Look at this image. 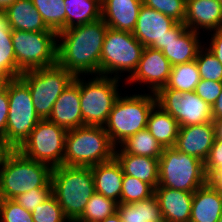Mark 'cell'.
<instances>
[{
	"mask_svg": "<svg viewBox=\"0 0 222 222\" xmlns=\"http://www.w3.org/2000/svg\"><path fill=\"white\" fill-rule=\"evenodd\" d=\"M108 26L102 18L57 33V64L74 77L100 75V58Z\"/></svg>",
	"mask_w": 222,
	"mask_h": 222,
	"instance_id": "obj_1",
	"label": "cell"
},
{
	"mask_svg": "<svg viewBox=\"0 0 222 222\" xmlns=\"http://www.w3.org/2000/svg\"><path fill=\"white\" fill-rule=\"evenodd\" d=\"M52 168L24 156L18 149H7L0 161V194L3 199L35 188H52Z\"/></svg>",
	"mask_w": 222,
	"mask_h": 222,
	"instance_id": "obj_2",
	"label": "cell"
},
{
	"mask_svg": "<svg viewBox=\"0 0 222 222\" xmlns=\"http://www.w3.org/2000/svg\"><path fill=\"white\" fill-rule=\"evenodd\" d=\"M52 195L70 222L83 213L88 200L95 193L91 167L61 165L51 173Z\"/></svg>",
	"mask_w": 222,
	"mask_h": 222,
	"instance_id": "obj_3",
	"label": "cell"
},
{
	"mask_svg": "<svg viewBox=\"0 0 222 222\" xmlns=\"http://www.w3.org/2000/svg\"><path fill=\"white\" fill-rule=\"evenodd\" d=\"M116 148L104 127L84 125L67 131L63 165L92 167L113 159Z\"/></svg>",
	"mask_w": 222,
	"mask_h": 222,
	"instance_id": "obj_4",
	"label": "cell"
},
{
	"mask_svg": "<svg viewBox=\"0 0 222 222\" xmlns=\"http://www.w3.org/2000/svg\"><path fill=\"white\" fill-rule=\"evenodd\" d=\"M156 104L154 93L132 94L129 97L119 95L104 126L111 142L117 147L118 143L120 145L131 135L145 129L149 113Z\"/></svg>",
	"mask_w": 222,
	"mask_h": 222,
	"instance_id": "obj_5",
	"label": "cell"
},
{
	"mask_svg": "<svg viewBox=\"0 0 222 222\" xmlns=\"http://www.w3.org/2000/svg\"><path fill=\"white\" fill-rule=\"evenodd\" d=\"M9 113L4 137L7 149H18L41 121L37 115L28 85L20 78L7 81Z\"/></svg>",
	"mask_w": 222,
	"mask_h": 222,
	"instance_id": "obj_6",
	"label": "cell"
},
{
	"mask_svg": "<svg viewBox=\"0 0 222 222\" xmlns=\"http://www.w3.org/2000/svg\"><path fill=\"white\" fill-rule=\"evenodd\" d=\"M208 182L204 162L177 150L164 148L159 158V184L157 187L195 192Z\"/></svg>",
	"mask_w": 222,
	"mask_h": 222,
	"instance_id": "obj_7",
	"label": "cell"
},
{
	"mask_svg": "<svg viewBox=\"0 0 222 222\" xmlns=\"http://www.w3.org/2000/svg\"><path fill=\"white\" fill-rule=\"evenodd\" d=\"M58 41V42H57ZM56 32H26L12 30L17 77L22 72L57 64Z\"/></svg>",
	"mask_w": 222,
	"mask_h": 222,
	"instance_id": "obj_8",
	"label": "cell"
},
{
	"mask_svg": "<svg viewBox=\"0 0 222 222\" xmlns=\"http://www.w3.org/2000/svg\"><path fill=\"white\" fill-rule=\"evenodd\" d=\"M19 77L28 85L35 111L41 120L49 118L54 103L75 78L58 64L28 70Z\"/></svg>",
	"mask_w": 222,
	"mask_h": 222,
	"instance_id": "obj_9",
	"label": "cell"
},
{
	"mask_svg": "<svg viewBox=\"0 0 222 222\" xmlns=\"http://www.w3.org/2000/svg\"><path fill=\"white\" fill-rule=\"evenodd\" d=\"M84 82L79 78L80 109L86 126L104 127L109 113L119 97L118 78L97 75ZM118 84V85H117Z\"/></svg>",
	"mask_w": 222,
	"mask_h": 222,
	"instance_id": "obj_10",
	"label": "cell"
},
{
	"mask_svg": "<svg viewBox=\"0 0 222 222\" xmlns=\"http://www.w3.org/2000/svg\"><path fill=\"white\" fill-rule=\"evenodd\" d=\"M144 46L134 37L132 32L108 28L101 51L100 75L121 79L120 74L136 70ZM120 76V77H119Z\"/></svg>",
	"mask_w": 222,
	"mask_h": 222,
	"instance_id": "obj_11",
	"label": "cell"
},
{
	"mask_svg": "<svg viewBox=\"0 0 222 222\" xmlns=\"http://www.w3.org/2000/svg\"><path fill=\"white\" fill-rule=\"evenodd\" d=\"M67 130L47 119L41 120L18 150L27 158L52 169L63 165Z\"/></svg>",
	"mask_w": 222,
	"mask_h": 222,
	"instance_id": "obj_12",
	"label": "cell"
},
{
	"mask_svg": "<svg viewBox=\"0 0 222 222\" xmlns=\"http://www.w3.org/2000/svg\"><path fill=\"white\" fill-rule=\"evenodd\" d=\"M155 95L157 105L174 117L179 127L213 121L212 107L194 91L160 89Z\"/></svg>",
	"mask_w": 222,
	"mask_h": 222,
	"instance_id": "obj_13",
	"label": "cell"
},
{
	"mask_svg": "<svg viewBox=\"0 0 222 222\" xmlns=\"http://www.w3.org/2000/svg\"><path fill=\"white\" fill-rule=\"evenodd\" d=\"M171 64L161 50L151 47H144L140 61L136 70L130 76H126L127 84L144 83L151 88V93L156 94L161 88L165 87L170 73Z\"/></svg>",
	"mask_w": 222,
	"mask_h": 222,
	"instance_id": "obj_14",
	"label": "cell"
},
{
	"mask_svg": "<svg viewBox=\"0 0 222 222\" xmlns=\"http://www.w3.org/2000/svg\"><path fill=\"white\" fill-rule=\"evenodd\" d=\"M176 23L177 21L173 18L142 5L139 10L136 27L132 33L144 47L162 51L165 48L169 30Z\"/></svg>",
	"mask_w": 222,
	"mask_h": 222,
	"instance_id": "obj_15",
	"label": "cell"
},
{
	"mask_svg": "<svg viewBox=\"0 0 222 222\" xmlns=\"http://www.w3.org/2000/svg\"><path fill=\"white\" fill-rule=\"evenodd\" d=\"M200 33L188 29L184 23H176L167 34L166 45L162 50L171 66L196 60L199 49Z\"/></svg>",
	"mask_w": 222,
	"mask_h": 222,
	"instance_id": "obj_16",
	"label": "cell"
},
{
	"mask_svg": "<svg viewBox=\"0 0 222 222\" xmlns=\"http://www.w3.org/2000/svg\"><path fill=\"white\" fill-rule=\"evenodd\" d=\"M47 120L67 131L84 126L80 109L79 76L58 97Z\"/></svg>",
	"mask_w": 222,
	"mask_h": 222,
	"instance_id": "obj_17",
	"label": "cell"
},
{
	"mask_svg": "<svg viewBox=\"0 0 222 222\" xmlns=\"http://www.w3.org/2000/svg\"><path fill=\"white\" fill-rule=\"evenodd\" d=\"M215 140L213 121L179 127L175 148L205 162Z\"/></svg>",
	"mask_w": 222,
	"mask_h": 222,
	"instance_id": "obj_18",
	"label": "cell"
},
{
	"mask_svg": "<svg viewBox=\"0 0 222 222\" xmlns=\"http://www.w3.org/2000/svg\"><path fill=\"white\" fill-rule=\"evenodd\" d=\"M184 25L195 32H200L201 28L209 32L218 30L222 27V3L217 0H186Z\"/></svg>",
	"mask_w": 222,
	"mask_h": 222,
	"instance_id": "obj_19",
	"label": "cell"
},
{
	"mask_svg": "<svg viewBox=\"0 0 222 222\" xmlns=\"http://www.w3.org/2000/svg\"><path fill=\"white\" fill-rule=\"evenodd\" d=\"M142 0H101V18L108 28L133 32Z\"/></svg>",
	"mask_w": 222,
	"mask_h": 222,
	"instance_id": "obj_20",
	"label": "cell"
},
{
	"mask_svg": "<svg viewBox=\"0 0 222 222\" xmlns=\"http://www.w3.org/2000/svg\"><path fill=\"white\" fill-rule=\"evenodd\" d=\"M194 192L156 187L154 195L159 202L163 222H190Z\"/></svg>",
	"mask_w": 222,
	"mask_h": 222,
	"instance_id": "obj_21",
	"label": "cell"
},
{
	"mask_svg": "<svg viewBox=\"0 0 222 222\" xmlns=\"http://www.w3.org/2000/svg\"><path fill=\"white\" fill-rule=\"evenodd\" d=\"M222 214V193L209 182L193 194L190 222H217Z\"/></svg>",
	"mask_w": 222,
	"mask_h": 222,
	"instance_id": "obj_22",
	"label": "cell"
},
{
	"mask_svg": "<svg viewBox=\"0 0 222 222\" xmlns=\"http://www.w3.org/2000/svg\"><path fill=\"white\" fill-rule=\"evenodd\" d=\"M95 192L120 203L123 170L115 157L91 167Z\"/></svg>",
	"mask_w": 222,
	"mask_h": 222,
	"instance_id": "obj_23",
	"label": "cell"
},
{
	"mask_svg": "<svg viewBox=\"0 0 222 222\" xmlns=\"http://www.w3.org/2000/svg\"><path fill=\"white\" fill-rule=\"evenodd\" d=\"M120 149H115L114 157L121 165L123 174L140 179L155 189L159 184V159L127 154Z\"/></svg>",
	"mask_w": 222,
	"mask_h": 222,
	"instance_id": "obj_24",
	"label": "cell"
},
{
	"mask_svg": "<svg viewBox=\"0 0 222 222\" xmlns=\"http://www.w3.org/2000/svg\"><path fill=\"white\" fill-rule=\"evenodd\" d=\"M12 30L26 32H55L44 23L32 0H16L5 10Z\"/></svg>",
	"mask_w": 222,
	"mask_h": 222,
	"instance_id": "obj_25",
	"label": "cell"
},
{
	"mask_svg": "<svg viewBox=\"0 0 222 222\" xmlns=\"http://www.w3.org/2000/svg\"><path fill=\"white\" fill-rule=\"evenodd\" d=\"M146 128L163 148L175 147L179 124L157 104L149 113Z\"/></svg>",
	"mask_w": 222,
	"mask_h": 222,
	"instance_id": "obj_26",
	"label": "cell"
},
{
	"mask_svg": "<svg viewBox=\"0 0 222 222\" xmlns=\"http://www.w3.org/2000/svg\"><path fill=\"white\" fill-rule=\"evenodd\" d=\"M117 213L122 222H163L155 195L139 202L118 203Z\"/></svg>",
	"mask_w": 222,
	"mask_h": 222,
	"instance_id": "obj_27",
	"label": "cell"
},
{
	"mask_svg": "<svg viewBox=\"0 0 222 222\" xmlns=\"http://www.w3.org/2000/svg\"><path fill=\"white\" fill-rule=\"evenodd\" d=\"M0 75L7 80L17 78L12 29L4 10H0Z\"/></svg>",
	"mask_w": 222,
	"mask_h": 222,
	"instance_id": "obj_28",
	"label": "cell"
},
{
	"mask_svg": "<svg viewBox=\"0 0 222 222\" xmlns=\"http://www.w3.org/2000/svg\"><path fill=\"white\" fill-rule=\"evenodd\" d=\"M66 29L101 18V0H64Z\"/></svg>",
	"mask_w": 222,
	"mask_h": 222,
	"instance_id": "obj_29",
	"label": "cell"
},
{
	"mask_svg": "<svg viewBox=\"0 0 222 222\" xmlns=\"http://www.w3.org/2000/svg\"><path fill=\"white\" fill-rule=\"evenodd\" d=\"M119 146L127 154L157 159L160 158L164 149L147 128L131 135Z\"/></svg>",
	"mask_w": 222,
	"mask_h": 222,
	"instance_id": "obj_30",
	"label": "cell"
},
{
	"mask_svg": "<svg viewBox=\"0 0 222 222\" xmlns=\"http://www.w3.org/2000/svg\"><path fill=\"white\" fill-rule=\"evenodd\" d=\"M201 80L196 61L174 65L165 87L161 89H174L182 92L194 91Z\"/></svg>",
	"mask_w": 222,
	"mask_h": 222,
	"instance_id": "obj_31",
	"label": "cell"
},
{
	"mask_svg": "<svg viewBox=\"0 0 222 222\" xmlns=\"http://www.w3.org/2000/svg\"><path fill=\"white\" fill-rule=\"evenodd\" d=\"M32 3L50 30L56 33L66 30L64 0H32Z\"/></svg>",
	"mask_w": 222,
	"mask_h": 222,
	"instance_id": "obj_32",
	"label": "cell"
},
{
	"mask_svg": "<svg viewBox=\"0 0 222 222\" xmlns=\"http://www.w3.org/2000/svg\"><path fill=\"white\" fill-rule=\"evenodd\" d=\"M118 202L94 193L88 200L82 215L75 222H100L117 212Z\"/></svg>",
	"mask_w": 222,
	"mask_h": 222,
	"instance_id": "obj_33",
	"label": "cell"
},
{
	"mask_svg": "<svg viewBox=\"0 0 222 222\" xmlns=\"http://www.w3.org/2000/svg\"><path fill=\"white\" fill-rule=\"evenodd\" d=\"M120 203H133L149 199L154 189L146 182L130 175L123 176Z\"/></svg>",
	"mask_w": 222,
	"mask_h": 222,
	"instance_id": "obj_34",
	"label": "cell"
},
{
	"mask_svg": "<svg viewBox=\"0 0 222 222\" xmlns=\"http://www.w3.org/2000/svg\"><path fill=\"white\" fill-rule=\"evenodd\" d=\"M195 61L201 79L222 82V65L207 47L204 48L202 45Z\"/></svg>",
	"mask_w": 222,
	"mask_h": 222,
	"instance_id": "obj_35",
	"label": "cell"
},
{
	"mask_svg": "<svg viewBox=\"0 0 222 222\" xmlns=\"http://www.w3.org/2000/svg\"><path fill=\"white\" fill-rule=\"evenodd\" d=\"M31 214L34 222H70L53 195L38 205Z\"/></svg>",
	"mask_w": 222,
	"mask_h": 222,
	"instance_id": "obj_36",
	"label": "cell"
},
{
	"mask_svg": "<svg viewBox=\"0 0 222 222\" xmlns=\"http://www.w3.org/2000/svg\"><path fill=\"white\" fill-rule=\"evenodd\" d=\"M143 5L173 18L178 23H184L186 0H142Z\"/></svg>",
	"mask_w": 222,
	"mask_h": 222,
	"instance_id": "obj_37",
	"label": "cell"
},
{
	"mask_svg": "<svg viewBox=\"0 0 222 222\" xmlns=\"http://www.w3.org/2000/svg\"><path fill=\"white\" fill-rule=\"evenodd\" d=\"M0 222H34L31 212L13 199H3L1 204Z\"/></svg>",
	"mask_w": 222,
	"mask_h": 222,
	"instance_id": "obj_38",
	"label": "cell"
},
{
	"mask_svg": "<svg viewBox=\"0 0 222 222\" xmlns=\"http://www.w3.org/2000/svg\"><path fill=\"white\" fill-rule=\"evenodd\" d=\"M52 195V188H35L16 196L13 200L32 213L35 208Z\"/></svg>",
	"mask_w": 222,
	"mask_h": 222,
	"instance_id": "obj_39",
	"label": "cell"
},
{
	"mask_svg": "<svg viewBox=\"0 0 222 222\" xmlns=\"http://www.w3.org/2000/svg\"><path fill=\"white\" fill-rule=\"evenodd\" d=\"M194 92L212 107L222 92V82L201 79Z\"/></svg>",
	"mask_w": 222,
	"mask_h": 222,
	"instance_id": "obj_40",
	"label": "cell"
},
{
	"mask_svg": "<svg viewBox=\"0 0 222 222\" xmlns=\"http://www.w3.org/2000/svg\"><path fill=\"white\" fill-rule=\"evenodd\" d=\"M222 166V140L215 139L209 155L204 162L207 177Z\"/></svg>",
	"mask_w": 222,
	"mask_h": 222,
	"instance_id": "obj_41",
	"label": "cell"
},
{
	"mask_svg": "<svg viewBox=\"0 0 222 222\" xmlns=\"http://www.w3.org/2000/svg\"><path fill=\"white\" fill-rule=\"evenodd\" d=\"M9 113V98L7 93V82L5 88L0 91V140L4 145V137Z\"/></svg>",
	"mask_w": 222,
	"mask_h": 222,
	"instance_id": "obj_42",
	"label": "cell"
},
{
	"mask_svg": "<svg viewBox=\"0 0 222 222\" xmlns=\"http://www.w3.org/2000/svg\"><path fill=\"white\" fill-rule=\"evenodd\" d=\"M210 40L211 42H209L208 49L215 55L222 65V27L218 30H214Z\"/></svg>",
	"mask_w": 222,
	"mask_h": 222,
	"instance_id": "obj_43",
	"label": "cell"
},
{
	"mask_svg": "<svg viewBox=\"0 0 222 222\" xmlns=\"http://www.w3.org/2000/svg\"><path fill=\"white\" fill-rule=\"evenodd\" d=\"M208 182L222 193V166L217 168L209 177Z\"/></svg>",
	"mask_w": 222,
	"mask_h": 222,
	"instance_id": "obj_44",
	"label": "cell"
},
{
	"mask_svg": "<svg viewBox=\"0 0 222 222\" xmlns=\"http://www.w3.org/2000/svg\"><path fill=\"white\" fill-rule=\"evenodd\" d=\"M213 120L222 119V92L212 105Z\"/></svg>",
	"mask_w": 222,
	"mask_h": 222,
	"instance_id": "obj_45",
	"label": "cell"
},
{
	"mask_svg": "<svg viewBox=\"0 0 222 222\" xmlns=\"http://www.w3.org/2000/svg\"><path fill=\"white\" fill-rule=\"evenodd\" d=\"M215 127V139L222 140V119L213 120Z\"/></svg>",
	"mask_w": 222,
	"mask_h": 222,
	"instance_id": "obj_46",
	"label": "cell"
},
{
	"mask_svg": "<svg viewBox=\"0 0 222 222\" xmlns=\"http://www.w3.org/2000/svg\"><path fill=\"white\" fill-rule=\"evenodd\" d=\"M100 222H122L120 215L116 212L115 214L106 217L104 220Z\"/></svg>",
	"mask_w": 222,
	"mask_h": 222,
	"instance_id": "obj_47",
	"label": "cell"
},
{
	"mask_svg": "<svg viewBox=\"0 0 222 222\" xmlns=\"http://www.w3.org/2000/svg\"><path fill=\"white\" fill-rule=\"evenodd\" d=\"M16 0H0V10H5L11 4H13Z\"/></svg>",
	"mask_w": 222,
	"mask_h": 222,
	"instance_id": "obj_48",
	"label": "cell"
},
{
	"mask_svg": "<svg viewBox=\"0 0 222 222\" xmlns=\"http://www.w3.org/2000/svg\"><path fill=\"white\" fill-rule=\"evenodd\" d=\"M7 81L8 80L5 77L0 75V91H2L5 88Z\"/></svg>",
	"mask_w": 222,
	"mask_h": 222,
	"instance_id": "obj_49",
	"label": "cell"
},
{
	"mask_svg": "<svg viewBox=\"0 0 222 222\" xmlns=\"http://www.w3.org/2000/svg\"><path fill=\"white\" fill-rule=\"evenodd\" d=\"M6 150L7 148L3 145L2 141L0 140V161Z\"/></svg>",
	"mask_w": 222,
	"mask_h": 222,
	"instance_id": "obj_50",
	"label": "cell"
},
{
	"mask_svg": "<svg viewBox=\"0 0 222 222\" xmlns=\"http://www.w3.org/2000/svg\"><path fill=\"white\" fill-rule=\"evenodd\" d=\"M2 200H3V198H2V196H1V194H0V212H1V204H2Z\"/></svg>",
	"mask_w": 222,
	"mask_h": 222,
	"instance_id": "obj_51",
	"label": "cell"
},
{
	"mask_svg": "<svg viewBox=\"0 0 222 222\" xmlns=\"http://www.w3.org/2000/svg\"><path fill=\"white\" fill-rule=\"evenodd\" d=\"M217 222H222V214Z\"/></svg>",
	"mask_w": 222,
	"mask_h": 222,
	"instance_id": "obj_52",
	"label": "cell"
}]
</instances>
